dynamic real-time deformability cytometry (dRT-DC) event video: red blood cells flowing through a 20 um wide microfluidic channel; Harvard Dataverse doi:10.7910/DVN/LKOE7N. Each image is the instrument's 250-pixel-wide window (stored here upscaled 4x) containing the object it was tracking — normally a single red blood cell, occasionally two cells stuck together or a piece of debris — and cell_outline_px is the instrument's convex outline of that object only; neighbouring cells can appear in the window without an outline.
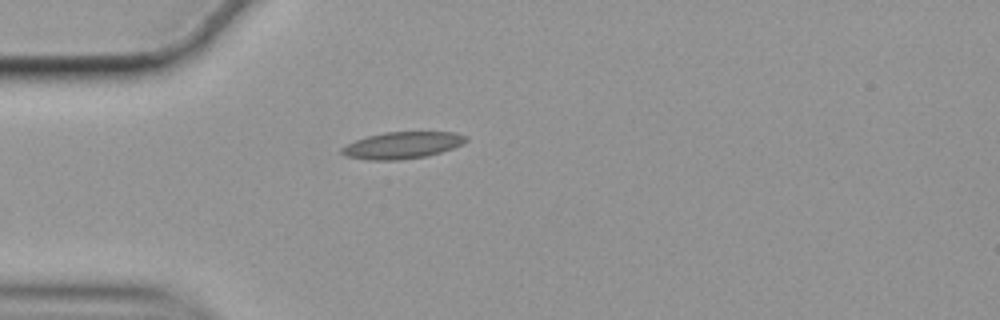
{"species": "common noctule bat (a hibernating species)", "species_latin": "Nyctalus noctula", "temperature_condition": "cold", "stored_images_in_passage": 5, "camera_frame_rate_fps": 3000, "um_per_image_px": 0.085, "animal": {"sex": "female", "body_mass_g": 19.9}, "frame": {"image": 1, "passage_image": 1, "time_ms": 0.0, "image_size_px": [1000, 320], "cell_outline_px": [[468, 140], [452, 148], [428, 156], [400, 160], [368, 160], [344, 156], [340, 152], [340, 148], [356, 140], [368, 136], [384, 132], [456, 132], [468, 136]], "centroid_in_image_um": [34.18, 12.35], "position_along_channel_um": 50.8, "area_um2": 19.42}}